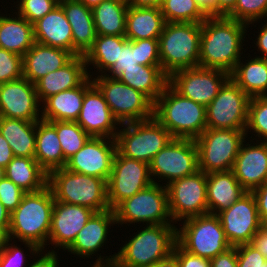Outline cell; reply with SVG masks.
Instances as JSON below:
<instances>
[{
  "label": "cell",
  "instance_id": "cell-21",
  "mask_svg": "<svg viewBox=\"0 0 267 267\" xmlns=\"http://www.w3.org/2000/svg\"><path fill=\"white\" fill-rule=\"evenodd\" d=\"M254 139L248 143L243 140L231 170L247 192H252L267 181V142Z\"/></svg>",
  "mask_w": 267,
  "mask_h": 267
},
{
  "label": "cell",
  "instance_id": "cell-58",
  "mask_svg": "<svg viewBox=\"0 0 267 267\" xmlns=\"http://www.w3.org/2000/svg\"><path fill=\"white\" fill-rule=\"evenodd\" d=\"M10 212L0 202V233L5 237L10 227Z\"/></svg>",
  "mask_w": 267,
  "mask_h": 267
},
{
  "label": "cell",
  "instance_id": "cell-8",
  "mask_svg": "<svg viewBox=\"0 0 267 267\" xmlns=\"http://www.w3.org/2000/svg\"><path fill=\"white\" fill-rule=\"evenodd\" d=\"M182 223L177 228V243L193 255L212 259L231 247L216 214L190 217Z\"/></svg>",
  "mask_w": 267,
  "mask_h": 267
},
{
  "label": "cell",
  "instance_id": "cell-45",
  "mask_svg": "<svg viewBox=\"0 0 267 267\" xmlns=\"http://www.w3.org/2000/svg\"><path fill=\"white\" fill-rule=\"evenodd\" d=\"M138 61L136 56V40H128V42L120 49V54L115 64L105 73L106 77L117 79L124 69L137 67ZM110 73V74H109Z\"/></svg>",
  "mask_w": 267,
  "mask_h": 267
},
{
  "label": "cell",
  "instance_id": "cell-36",
  "mask_svg": "<svg viewBox=\"0 0 267 267\" xmlns=\"http://www.w3.org/2000/svg\"><path fill=\"white\" fill-rule=\"evenodd\" d=\"M5 177L26 193L43 189L48 181V174L34 157L14 156L5 168Z\"/></svg>",
  "mask_w": 267,
  "mask_h": 267
},
{
  "label": "cell",
  "instance_id": "cell-11",
  "mask_svg": "<svg viewBox=\"0 0 267 267\" xmlns=\"http://www.w3.org/2000/svg\"><path fill=\"white\" fill-rule=\"evenodd\" d=\"M92 81L102 92L110 111L120 124L154 117V103L142 92L105 75L92 77Z\"/></svg>",
  "mask_w": 267,
  "mask_h": 267
},
{
  "label": "cell",
  "instance_id": "cell-22",
  "mask_svg": "<svg viewBox=\"0 0 267 267\" xmlns=\"http://www.w3.org/2000/svg\"><path fill=\"white\" fill-rule=\"evenodd\" d=\"M94 213L86 206L55 201L48 243L55 245L54 249L61 247L65 251Z\"/></svg>",
  "mask_w": 267,
  "mask_h": 267
},
{
  "label": "cell",
  "instance_id": "cell-39",
  "mask_svg": "<svg viewBox=\"0 0 267 267\" xmlns=\"http://www.w3.org/2000/svg\"><path fill=\"white\" fill-rule=\"evenodd\" d=\"M160 10L166 22L202 23L208 17L196 0H164Z\"/></svg>",
  "mask_w": 267,
  "mask_h": 267
},
{
  "label": "cell",
  "instance_id": "cell-18",
  "mask_svg": "<svg viewBox=\"0 0 267 267\" xmlns=\"http://www.w3.org/2000/svg\"><path fill=\"white\" fill-rule=\"evenodd\" d=\"M91 80L90 76L85 80L83 105L76 122L90 137L115 139L121 124L110 111L102 92Z\"/></svg>",
  "mask_w": 267,
  "mask_h": 267
},
{
  "label": "cell",
  "instance_id": "cell-41",
  "mask_svg": "<svg viewBox=\"0 0 267 267\" xmlns=\"http://www.w3.org/2000/svg\"><path fill=\"white\" fill-rule=\"evenodd\" d=\"M250 130V131H249ZM256 133L260 141L267 142V96L252 97L248 107V118L245 129L246 138L248 132Z\"/></svg>",
  "mask_w": 267,
  "mask_h": 267
},
{
  "label": "cell",
  "instance_id": "cell-29",
  "mask_svg": "<svg viewBox=\"0 0 267 267\" xmlns=\"http://www.w3.org/2000/svg\"><path fill=\"white\" fill-rule=\"evenodd\" d=\"M85 81L78 87L51 95L42 102L41 118L45 121L76 122L83 105ZM44 104V105H43ZM44 108V109H43Z\"/></svg>",
  "mask_w": 267,
  "mask_h": 267
},
{
  "label": "cell",
  "instance_id": "cell-59",
  "mask_svg": "<svg viewBox=\"0 0 267 267\" xmlns=\"http://www.w3.org/2000/svg\"><path fill=\"white\" fill-rule=\"evenodd\" d=\"M208 16H216V0H196Z\"/></svg>",
  "mask_w": 267,
  "mask_h": 267
},
{
  "label": "cell",
  "instance_id": "cell-33",
  "mask_svg": "<svg viewBox=\"0 0 267 267\" xmlns=\"http://www.w3.org/2000/svg\"><path fill=\"white\" fill-rule=\"evenodd\" d=\"M3 15V16H2ZM0 14V48L23 56L35 43L33 25L18 15Z\"/></svg>",
  "mask_w": 267,
  "mask_h": 267
},
{
  "label": "cell",
  "instance_id": "cell-37",
  "mask_svg": "<svg viewBox=\"0 0 267 267\" xmlns=\"http://www.w3.org/2000/svg\"><path fill=\"white\" fill-rule=\"evenodd\" d=\"M128 4L104 0L92 9L97 35L125 36Z\"/></svg>",
  "mask_w": 267,
  "mask_h": 267
},
{
  "label": "cell",
  "instance_id": "cell-43",
  "mask_svg": "<svg viewBox=\"0 0 267 267\" xmlns=\"http://www.w3.org/2000/svg\"><path fill=\"white\" fill-rule=\"evenodd\" d=\"M18 15L24 17L32 25L51 12L59 2L57 0H17Z\"/></svg>",
  "mask_w": 267,
  "mask_h": 267
},
{
  "label": "cell",
  "instance_id": "cell-6",
  "mask_svg": "<svg viewBox=\"0 0 267 267\" xmlns=\"http://www.w3.org/2000/svg\"><path fill=\"white\" fill-rule=\"evenodd\" d=\"M47 185L50 187L55 201L86 206L95 212L110 209L107 181L102 178L61 168L48 174Z\"/></svg>",
  "mask_w": 267,
  "mask_h": 267
},
{
  "label": "cell",
  "instance_id": "cell-4",
  "mask_svg": "<svg viewBox=\"0 0 267 267\" xmlns=\"http://www.w3.org/2000/svg\"><path fill=\"white\" fill-rule=\"evenodd\" d=\"M154 117L173 138L195 140L207 128L206 107L181 96L169 84L154 103Z\"/></svg>",
  "mask_w": 267,
  "mask_h": 267
},
{
  "label": "cell",
  "instance_id": "cell-7",
  "mask_svg": "<svg viewBox=\"0 0 267 267\" xmlns=\"http://www.w3.org/2000/svg\"><path fill=\"white\" fill-rule=\"evenodd\" d=\"M115 141L117 151L131 159L148 164L173 138L170 132L155 118L123 123Z\"/></svg>",
  "mask_w": 267,
  "mask_h": 267
},
{
  "label": "cell",
  "instance_id": "cell-20",
  "mask_svg": "<svg viewBox=\"0 0 267 267\" xmlns=\"http://www.w3.org/2000/svg\"><path fill=\"white\" fill-rule=\"evenodd\" d=\"M40 105L35 84L26 78L0 84V116L37 122Z\"/></svg>",
  "mask_w": 267,
  "mask_h": 267
},
{
  "label": "cell",
  "instance_id": "cell-53",
  "mask_svg": "<svg viewBox=\"0 0 267 267\" xmlns=\"http://www.w3.org/2000/svg\"><path fill=\"white\" fill-rule=\"evenodd\" d=\"M44 252V253H43ZM39 255L37 256V260L36 258H33V262L31 263V265H27V267H58L59 266V258L57 256V252L55 250H49L47 253L41 250L38 253ZM43 254V255H42ZM41 256V257H40ZM36 260V261H35Z\"/></svg>",
  "mask_w": 267,
  "mask_h": 267
},
{
  "label": "cell",
  "instance_id": "cell-46",
  "mask_svg": "<svg viewBox=\"0 0 267 267\" xmlns=\"http://www.w3.org/2000/svg\"><path fill=\"white\" fill-rule=\"evenodd\" d=\"M12 240L3 237V242L0 248V267H26L25 264L27 259L25 256H30L24 254L22 248L17 247ZM14 244V245H12ZM22 250V251H21ZM25 255V256H24Z\"/></svg>",
  "mask_w": 267,
  "mask_h": 267
},
{
  "label": "cell",
  "instance_id": "cell-51",
  "mask_svg": "<svg viewBox=\"0 0 267 267\" xmlns=\"http://www.w3.org/2000/svg\"><path fill=\"white\" fill-rule=\"evenodd\" d=\"M210 267H238L236 246H231L226 251L210 259Z\"/></svg>",
  "mask_w": 267,
  "mask_h": 267
},
{
  "label": "cell",
  "instance_id": "cell-26",
  "mask_svg": "<svg viewBox=\"0 0 267 267\" xmlns=\"http://www.w3.org/2000/svg\"><path fill=\"white\" fill-rule=\"evenodd\" d=\"M73 36V56H85L96 39L92 9L77 0H61Z\"/></svg>",
  "mask_w": 267,
  "mask_h": 267
},
{
  "label": "cell",
  "instance_id": "cell-23",
  "mask_svg": "<svg viewBox=\"0 0 267 267\" xmlns=\"http://www.w3.org/2000/svg\"><path fill=\"white\" fill-rule=\"evenodd\" d=\"M115 224L116 215L114 210L95 212L66 250L73 255L89 259L90 256L101 250L104 243H107L109 228Z\"/></svg>",
  "mask_w": 267,
  "mask_h": 267
},
{
  "label": "cell",
  "instance_id": "cell-40",
  "mask_svg": "<svg viewBox=\"0 0 267 267\" xmlns=\"http://www.w3.org/2000/svg\"><path fill=\"white\" fill-rule=\"evenodd\" d=\"M50 123L56 128L66 161L77 153L90 138L77 122L51 121Z\"/></svg>",
  "mask_w": 267,
  "mask_h": 267
},
{
  "label": "cell",
  "instance_id": "cell-49",
  "mask_svg": "<svg viewBox=\"0 0 267 267\" xmlns=\"http://www.w3.org/2000/svg\"><path fill=\"white\" fill-rule=\"evenodd\" d=\"M25 193V191L6 177L0 180V202L10 213L21 203Z\"/></svg>",
  "mask_w": 267,
  "mask_h": 267
},
{
  "label": "cell",
  "instance_id": "cell-54",
  "mask_svg": "<svg viewBox=\"0 0 267 267\" xmlns=\"http://www.w3.org/2000/svg\"><path fill=\"white\" fill-rule=\"evenodd\" d=\"M13 158L14 155L8 141L0 133V166L5 169Z\"/></svg>",
  "mask_w": 267,
  "mask_h": 267
},
{
  "label": "cell",
  "instance_id": "cell-34",
  "mask_svg": "<svg viewBox=\"0 0 267 267\" xmlns=\"http://www.w3.org/2000/svg\"><path fill=\"white\" fill-rule=\"evenodd\" d=\"M0 133L8 141L14 156H35L36 122L0 116Z\"/></svg>",
  "mask_w": 267,
  "mask_h": 267
},
{
  "label": "cell",
  "instance_id": "cell-57",
  "mask_svg": "<svg viewBox=\"0 0 267 267\" xmlns=\"http://www.w3.org/2000/svg\"><path fill=\"white\" fill-rule=\"evenodd\" d=\"M236 3L237 0H216V16H227Z\"/></svg>",
  "mask_w": 267,
  "mask_h": 267
},
{
  "label": "cell",
  "instance_id": "cell-44",
  "mask_svg": "<svg viewBox=\"0 0 267 267\" xmlns=\"http://www.w3.org/2000/svg\"><path fill=\"white\" fill-rule=\"evenodd\" d=\"M22 77V56L0 48V84Z\"/></svg>",
  "mask_w": 267,
  "mask_h": 267
},
{
  "label": "cell",
  "instance_id": "cell-25",
  "mask_svg": "<svg viewBox=\"0 0 267 267\" xmlns=\"http://www.w3.org/2000/svg\"><path fill=\"white\" fill-rule=\"evenodd\" d=\"M73 57L70 52L64 49L35 42L22 56L23 77L35 84L49 72L62 68Z\"/></svg>",
  "mask_w": 267,
  "mask_h": 267
},
{
  "label": "cell",
  "instance_id": "cell-65",
  "mask_svg": "<svg viewBox=\"0 0 267 267\" xmlns=\"http://www.w3.org/2000/svg\"><path fill=\"white\" fill-rule=\"evenodd\" d=\"M118 1H121L123 3L129 4L132 0H118Z\"/></svg>",
  "mask_w": 267,
  "mask_h": 267
},
{
  "label": "cell",
  "instance_id": "cell-24",
  "mask_svg": "<svg viewBox=\"0 0 267 267\" xmlns=\"http://www.w3.org/2000/svg\"><path fill=\"white\" fill-rule=\"evenodd\" d=\"M89 72L85 57L74 56L62 68L49 72L35 83L40 102L51 95L80 86L89 76L92 78Z\"/></svg>",
  "mask_w": 267,
  "mask_h": 267
},
{
  "label": "cell",
  "instance_id": "cell-17",
  "mask_svg": "<svg viewBox=\"0 0 267 267\" xmlns=\"http://www.w3.org/2000/svg\"><path fill=\"white\" fill-rule=\"evenodd\" d=\"M231 246L252 243L262 228L256 199L246 192L228 208L216 214Z\"/></svg>",
  "mask_w": 267,
  "mask_h": 267
},
{
  "label": "cell",
  "instance_id": "cell-16",
  "mask_svg": "<svg viewBox=\"0 0 267 267\" xmlns=\"http://www.w3.org/2000/svg\"><path fill=\"white\" fill-rule=\"evenodd\" d=\"M229 78L225 71L197 66L172 73L168 84L181 96L207 107Z\"/></svg>",
  "mask_w": 267,
  "mask_h": 267
},
{
  "label": "cell",
  "instance_id": "cell-1",
  "mask_svg": "<svg viewBox=\"0 0 267 267\" xmlns=\"http://www.w3.org/2000/svg\"><path fill=\"white\" fill-rule=\"evenodd\" d=\"M246 29L247 24L226 16H208L201 23L198 66L231 74L243 58Z\"/></svg>",
  "mask_w": 267,
  "mask_h": 267
},
{
  "label": "cell",
  "instance_id": "cell-14",
  "mask_svg": "<svg viewBox=\"0 0 267 267\" xmlns=\"http://www.w3.org/2000/svg\"><path fill=\"white\" fill-rule=\"evenodd\" d=\"M207 174L201 170L166 185L173 222L208 213Z\"/></svg>",
  "mask_w": 267,
  "mask_h": 267
},
{
  "label": "cell",
  "instance_id": "cell-32",
  "mask_svg": "<svg viewBox=\"0 0 267 267\" xmlns=\"http://www.w3.org/2000/svg\"><path fill=\"white\" fill-rule=\"evenodd\" d=\"M117 79L142 92L153 103L156 102L168 84V76L162 71L161 65L137 64V67L124 69V72Z\"/></svg>",
  "mask_w": 267,
  "mask_h": 267
},
{
  "label": "cell",
  "instance_id": "cell-12",
  "mask_svg": "<svg viewBox=\"0 0 267 267\" xmlns=\"http://www.w3.org/2000/svg\"><path fill=\"white\" fill-rule=\"evenodd\" d=\"M149 167L153 183H158L157 177L158 180L162 179L159 182H167L165 186L174 180L196 173L199 170V161L195 140L172 138L154 156Z\"/></svg>",
  "mask_w": 267,
  "mask_h": 267
},
{
  "label": "cell",
  "instance_id": "cell-9",
  "mask_svg": "<svg viewBox=\"0 0 267 267\" xmlns=\"http://www.w3.org/2000/svg\"><path fill=\"white\" fill-rule=\"evenodd\" d=\"M152 183L125 199L115 209L116 224L146 223L145 225L174 224L168 204L166 186Z\"/></svg>",
  "mask_w": 267,
  "mask_h": 267
},
{
  "label": "cell",
  "instance_id": "cell-50",
  "mask_svg": "<svg viewBox=\"0 0 267 267\" xmlns=\"http://www.w3.org/2000/svg\"><path fill=\"white\" fill-rule=\"evenodd\" d=\"M172 255L177 259L179 267H210V259L193 255L175 244Z\"/></svg>",
  "mask_w": 267,
  "mask_h": 267
},
{
  "label": "cell",
  "instance_id": "cell-28",
  "mask_svg": "<svg viewBox=\"0 0 267 267\" xmlns=\"http://www.w3.org/2000/svg\"><path fill=\"white\" fill-rule=\"evenodd\" d=\"M208 213L217 214L228 208L247 191L239 184L232 171L207 174Z\"/></svg>",
  "mask_w": 267,
  "mask_h": 267
},
{
  "label": "cell",
  "instance_id": "cell-47",
  "mask_svg": "<svg viewBox=\"0 0 267 267\" xmlns=\"http://www.w3.org/2000/svg\"><path fill=\"white\" fill-rule=\"evenodd\" d=\"M136 56L141 65H161L159 39L136 40Z\"/></svg>",
  "mask_w": 267,
  "mask_h": 267
},
{
  "label": "cell",
  "instance_id": "cell-52",
  "mask_svg": "<svg viewBox=\"0 0 267 267\" xmlns=\"http://www.w3.org/2000/svg\"><path fill=\"white\" fill-rule=\"evenodd\" d=\"M262 226L267 225V181L252 191Z\"/></svg>",
  "mask_w": 267,
  "mask_h": 267
},
{
  "label": "cell",
  "instance_id": "cell-30",
  "mask_svg": "<svg viewBox=\"0 0 267 267\" xmlns=\"http://www.w3.org/2000/svg\"><path fill=\"white\" fill-rule=\"evenodd\" d=\"M165 24L158 7L128 6L125 37L128 40L159 39Z\"/></svg>",
  "mask_w": 267,
  "mask_h": 267
},
{
  "label": "cell",
  "instance_id": "cell-61",
  "mask_svg": "<svg viewBox=\"0 0 267 267\" xmlns=\"http://www.w3.org/2000/svg\"><path fill=\"white\" fill-rule=\"evenodd\" d=\"M114 259H115V254L109 257L108 256L102 257L100 253L99 257H97V259L93 263V266L91 265V267H115Z\"/></svg>",
  "mask_w": 267,
  "mask_h": 267
},
{
  "label": "cell",
  "instance_id": "cell-2",
  "mask_svg": "<svg viewBox=\"0 0 267 267\" xmlns=\"http://www.w3.org/2000/svg\"><path fill=\"white\" fill-rule=\"evenodd\" d=\"M54 203L48 185L39 191L25 193L21 203L10 214V227L5 237L23 242L30 254L36 257L49 245Z\"/></svg>",
  "mask_w": 267,
  "mask_h": 267
},
{
  "label": "cell",
  "instance_id": "cell-10",
  "mask_svg": "<svg viewBox=\"0 0 267 267\" xmlns=\"http://www.w3.org/2000/svg\"><path fill=\"white\" fill-rule=\"evenodd\" d=\"M244 139L245 130L206 128L195 139L199 170L206 174L231 171Z\"/></svg>",
  "mask_w": 267,
  "mask_h": 267
},
{
  "label": "cell",
  "instance_id": "cell-63",
  "mask_svg": "<svg viewBox=\"0 0 267 267\" xmlns=\"http://www.w3.org/2000/svg\"><path fill=\"white\" fill-rule=\"evenodd\" d=\"M77 1L83 3L88 8L93 9L104 0H77Z\"/></svg>",
  "mask_w": 267,
  "mask_h": 267
},
{
  "label": "cell",
  "instance_id": "cell-48",
  "mask_svg": "<svg viewBox=\"0 0 267 267\" xmlns=\"http://www.w3.org/2000/svg\"><path fill=\"white\" fill-rule=\"evenodd\" d=\"M238 267H267V258L251 243L236 246Z\"/></svg>",
  "mask_w": 267,
  "mask_h": 267
},
{
  "label": "cell",
  "instance_id": "cell-56",
  "mask_svg": "<svg viewBox=\"0 0 267 267\" xmlns=\"http://www.w3.org/2000/svg\"><path fill=\"white\" fill-rule=\"evenodd\" d=\"M263 26L260 28V31L258 32L256 41V47L257 50L260 51L261 56H256L258 58H264L267 59V21L266 24H262Z\"/></svg>",
  "mask_w": 267,
  "mask_h": 267
},
{
  "label": "cell",
  "instance_id": "cell-38",
  "mask_svg": "<svg viewBox=\"0 0 267 267\" xmlns=\"http://www.w3.org/2000/svg\"><path fill=\"white\" fill-rule=\"evenodd\" d=\"M128 42L125 36L97 35L92 48L86 53V66L93 65L101 75L113 66L118 59L120 49Z\"/></svg>",
  "mask_w": 267,
  "mask_h": 267
},
{
  "label": "cell",
  "instance_id": "cell-19",
  "mask_svg": "<svg viewBox=\"0 0 267 267\" xmlns=\"http://www.w3.org/2000/svg\"><path fill=\"white\" fill-rule=\"evenodd\" d=\"M116 151L114 138L90 137L84 146L67 160L64 168L107 181Z\"/></svg>",
  "mask_w": 267,
  "mask_h": 267
},
{
  "label": "cell",
  "instance_id": "cell-5",
  "mask_svg": "<svg viewBox=\"0 0 267 267\" xmlns=\"http://www.w3.org/2000/svg\"><path fill=\"white\" fill-rule=\"evenodd\" d=\"M201 23L166 22L159 36V55L162 71L169 77L199 63Z\"/></svg>",
  "mask_w": 267,
  "mask_h": 267
},
{
  "label": "cell",
  "instance_id": "cell-60",
  "mask_svg": "<svg viewBox=\"0 0 267 267\" xmlns=\"http://www.w3.org/2000/svg\"><path fill=\"white\" fill-rule=\"evenodd\" d=\"M162 0H132L128 6L131 7H158L160 8Z\"/></svg>",
  "mask_w": 267,
  "mask_h": 267
},
{
  "label": "cell",
  "instance_id": "cell-15",
  "mask_svg": "<svg viewBox=\"0 0 267 267\" xmlns=\"http://www.w3.org/2000/svg\"><path fill=\"white\" fill-rule=\"evenodd\" d=\"M152 183L148 163L127 158L116 151L111 174L107 180L110 209L114 210L125 199L132 197Z\"/></svg>",
  "mask_w": 267,
  "mask_h": 267
},
{
  "label": "cell",
  "instance_id": "cell-13",
  "mask_svg": "<svg viewBox=\"0 0 267 267\" xmlns=\"http://www.w3.org/2000/svg\"><path fill=\"white\" fill-rule=\"evenodd\" d=\"M250 97L229 78L206 107L209 129L245 130Z\"/></svg>",
  "mask_w": 267,
  "mask_h": 267
},
{
  "label": "cell",
  "instance_id": "cell-55",
  "mask_svg": "<svg viewBox=\"0 0 267 267\" xmlns=\"http://www.w3.org/2000/svg\"><path fill=\"white\" fill-rule=\"evenodd\" d=\"M251 244H253L265 258H267V225L262 226L260 231L254 236Z\"/></svg>",
  "mask_w": 267,
  "mask_h": 267
},
{
  "label": "cell",
  "instance_id": "cell-42",
  "mask_svg": "<svg viewBox=\"0 0 267 267\" xmlns=\"http://www.w3.org/2000/svg\"><path fill=\"white\" fill-rule=\"evenodd\" d=\"M247 24L264 20L267 17V0H237L234 9L226 16Z\"/></svg>",
  "mask_w": 267,
  "mask_h": 267
},
{
  "label": "cell",
  "instance_id": "cell-64",
  "mask_svg": "<svg viewBox=\"0 0 267 267\" xmlns=\"http://www.w3.org/2000/svg\"><path fill=\"white\" fill-rule=\"evenodd\" d=\"M5 177V169L0 166V180H2Z\"/></svg>",
  "mask_w": 267,
  "mask_h": 267
},
{
  "label": "cell",
  "instance_id": "cell-3",
  "mask_svg": "<svg viewBox=\"0 0 267 267\" xmlns=\"http://www.w3.org/2000/svg\"><path fill=\"white\" fill-rule=\"evenodd\" d=\"M115 253V267H149L172 255L177 243L174 224L146 225Z\"/></svg>",
  "mask_w": 267,
  "mask_h": 267
},
{
  "label": "cell",
  "instance_id": "cell-31",
  "mask_svg": "<svg viewBox=\"0 0 267 267\" xmlns=\"http://www.w3.org/2000/svg\"><path fill=\"white\" fill-rule=\"evenodd\" d=\"M34 158L47 174L66 165L56 128L49 121L41 119L36 122Z\"/></svg>",
  "mask_w": 267,
  "mask_h": 267
},
{
  "label": "cell",
  "instance_id": "cell-27",
  "mask_svg": "<svg viewBox=\"0 0 267 267\" xmlns=\"http://www.w3.org/2000/svg\"><path fill=\"white\" fill-rule=\"evenodd\" d=\"M33 30L35 42L64 49L73 55L71 25L60 5L36 21L33 24Z\"/></svg>",
  "mask_w": 267,
  "mask_h": 267
},
{
  "label": "cell",
  "instance_id": "cell-62",
  "mask_svg": "<svg viewBox=\"0 0 267 267\" xmlns=\"http://www.w3.org/2000/svg\"><path fill=\"white\" fill-rule=\"evenodd\" d=\"M149 267H179L177 259L171 255L167 259L156 262Z\"/></svg>",
  "mask_w": 267,
  "mask_h": 267
},
{
  "label": "cell",
  "instance_id": "cell-35",
  "mask_svg": "<svg viewBox=\"0 0 267 267\" xmlns=\"http://www.w3.org/2000/svg\"><path fill=\"white\" fill-rule=\"evenodd\" d=\"M241 59L230 74V78L250 97L267 96V59ZM244 62V63H243Z\"/></svg>",
  "mask_w": 267,
  "mask_h": 267
},
{
  "label": "cell",
  "instance_id": "cell-66",
  "mask_svg": "<svg viewBox=\"0 0 267 267\" xmlns=\"http://www.w3.org/2000/svg\"><path fill=\"white\" fill-rule=\"evenodd\" d=\"M3 235L0 233V242H3Z\"/></svg>",
  "mask_w": 267,
  "mask_h": 267
}]
</instances>
